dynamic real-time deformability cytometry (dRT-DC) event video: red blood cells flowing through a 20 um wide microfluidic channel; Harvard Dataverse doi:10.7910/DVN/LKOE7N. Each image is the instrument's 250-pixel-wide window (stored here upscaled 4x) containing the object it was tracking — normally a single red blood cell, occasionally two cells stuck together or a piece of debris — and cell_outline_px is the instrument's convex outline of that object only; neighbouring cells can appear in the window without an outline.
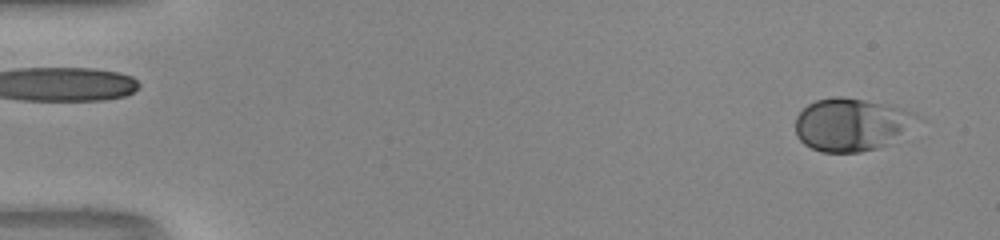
{"species": "human", "species_latin": "Homo sapiens", "temperature_condition": "room temperature", "stored_images_in_passage": 51, "camera_frame_rate_fps": 3000, "um_per_image_px": 0.085, "donor": {"sex": "male"}, "frame": {"image": 1, "passage_image": 2, "time_ms": 0.333, "image_size_px": [1000, 240], "cell_outline_px": [[928, 120], [888, 144], [880, 148], [860, 152], [820, 152], [804, 144], [796, 136], [796, 116], [808, 104], [816, 100], [836, 96], [840, 96], [864, 100], [904, 108]], "centroid_in_image_um": [72.47, 10.59], "position_along_channel_um": 12.5, "area_um2": 38.21}}
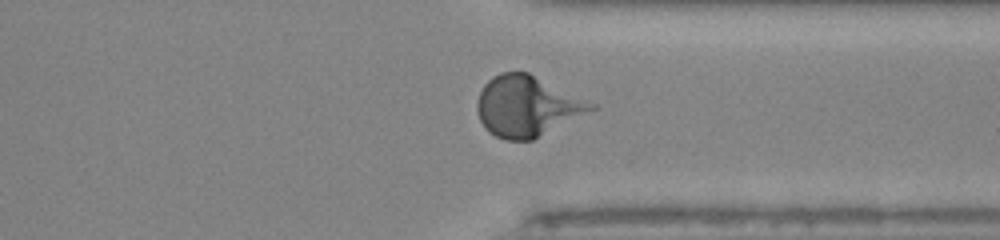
{"frame": {"image": 2, "passage_image": 39, "time_ms": 12.667, "image_size_px": [1000, 240], "cell_outline_px": [[600, 108], [532, 140], [504, 140], [488, 132], [484, 128], [480, 120], [476, 108], [476, 104], [480, 92], [484, 84], [492, 76], [500, 72], [528, 72], [596, 104]], "centroid_in_image_um": [44.81, 9.03], "position_along_channel_um": 366.6, "area_um2": 40.46}}
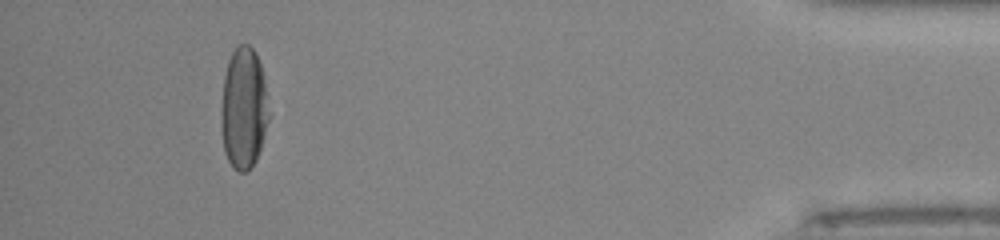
{"frame": {"image": 3, "passage_image": 47, "time_ms": 15.333, "image_size_px": [1000, 240], "cell_outline_px": [[268, 120], [260, 148], [256, 160], [244, 172], [240, 172], [232, 168], [224, 152], [220, 124], [220, 112], [224, 76], [228, 60], [236, 44], [248, 44], [256, 52], [260, 64], [264, 84], [268, 112]], "centroid_in_image_um": [20.67, 9.19], "position_along_channel_um": 414.5, "area_um2": 33.7}}